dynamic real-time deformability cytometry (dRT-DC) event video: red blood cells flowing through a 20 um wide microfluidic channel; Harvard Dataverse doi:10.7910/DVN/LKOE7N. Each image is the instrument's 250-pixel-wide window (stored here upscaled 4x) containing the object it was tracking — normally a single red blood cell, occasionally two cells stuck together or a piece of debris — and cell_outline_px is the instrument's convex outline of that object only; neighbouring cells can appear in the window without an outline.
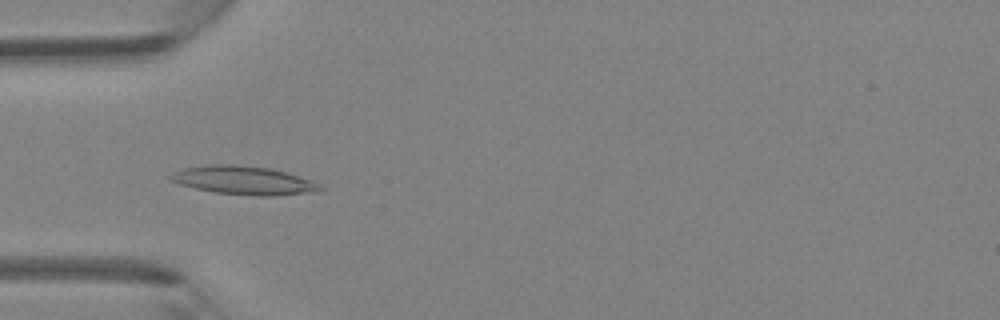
{"species": "Egyptian fruit bat (a non-hibernating species)", "species_latin": "Rousettus aegyptiacus", "temperature_condition": "room temperature", "stored_images_in_passage": 46, "camera_frame_rate_fps": 3000, "um_per_image_px": 0.085, "animal": {"sex": "female"}, "frame": {"image": 1, "passage_image": 15, "time_ms": 4.667, "image_size_px": [1000, 320], "cell_outline_px": [[324, 188], [320, 192], [272, 196], [260, 196], [216, 192], [196, 188], [180, 184], [168, 180], [168, 176], [172, 172], [184, 168], [208, 164], [236, 164], [272, 168], [288, 172], [320, 184]], "centroid_in_image_um": [20.74, 15.32], "position_along_channel_um": 64.3, "area_um2": 25.09}}
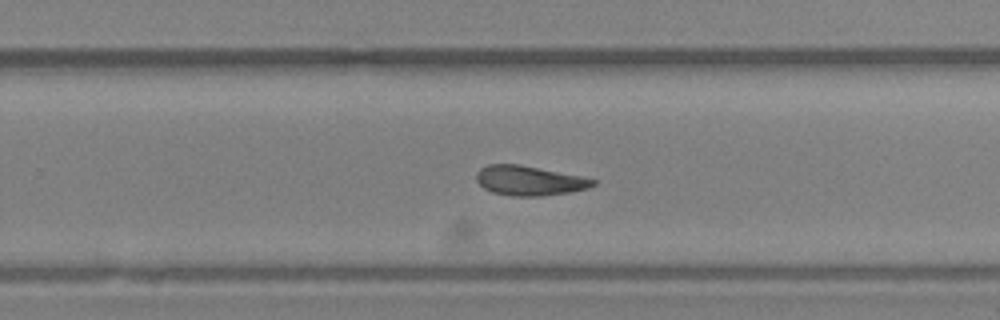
{"frame": {"image": 2, "passage_image": 30, "time_ms": 9.667, "image_size_px": [1000, 320], "cell_outline_px": [[596, 184], [588, 188], [568, 192], [540, 196], [512, 196], [492, 192], [484, 188], [476, 180], [476, 172], [480, 168], [488, 164], [520, 164], [584, 176], [596, 180]], "centroid_in_image_um": [44.99, 15.34], "position_along_channel_um": 284.8, "area_um2": 20.29}}
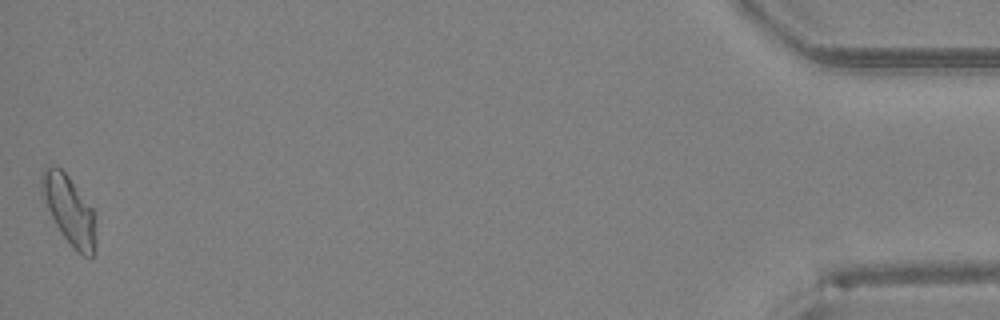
{"frame": {"image": 3, "passage_image": 46, "time_ms": 15.0, "image_size_px": [1000, 320], "cell_outline_px": [[96, 244], [92, 256], [84, 256], [60, 232], [40, 192], [40, 176], [44, 168], [52, 164], [60, 168], [68, 176], [92, 208], [96, 240]], "centroid_in_image_um": [5.84, 17.79], "position_along_channel_um": 429.4, "area_um2": 21.1}}